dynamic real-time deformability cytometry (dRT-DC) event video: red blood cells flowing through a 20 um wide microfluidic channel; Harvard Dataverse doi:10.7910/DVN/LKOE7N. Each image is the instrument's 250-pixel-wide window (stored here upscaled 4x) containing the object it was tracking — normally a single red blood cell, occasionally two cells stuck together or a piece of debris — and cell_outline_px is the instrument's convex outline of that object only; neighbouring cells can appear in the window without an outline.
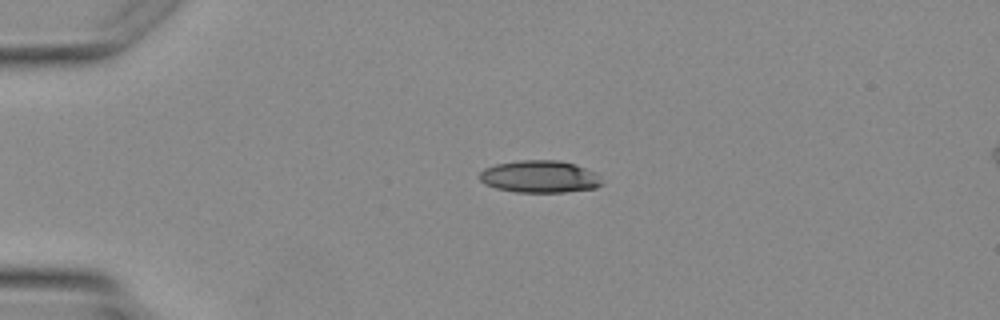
{"species": "Egyptian fruit bat (a non-hibernating species)", "species_latin": "Rousettus aegyptiacus", "temperature_condition": "warm", "stored_images_in_passage": 2, "camera_frame_rate_fps": 3000, "um_per_image_px": 0.085, "animal": {"sex": "female"}, "frame": {"image": 1, "passage_image": 1, "time_ms": 0.0, "image_size_px": [1000, 320], "cell_outline_px": [[604, 184], [596, 188], [564, 192], [516, 192], [496, 188], [484, 184], [480, 180], [480, 172], [484, 168], [496, 164], [520, 160], [560, 160], [576, 164], [592, 172]], "centroid_in_image_um": [45.84, 15.01], "position_along_channel_um": 39.2, "area_um2": 22.89}}